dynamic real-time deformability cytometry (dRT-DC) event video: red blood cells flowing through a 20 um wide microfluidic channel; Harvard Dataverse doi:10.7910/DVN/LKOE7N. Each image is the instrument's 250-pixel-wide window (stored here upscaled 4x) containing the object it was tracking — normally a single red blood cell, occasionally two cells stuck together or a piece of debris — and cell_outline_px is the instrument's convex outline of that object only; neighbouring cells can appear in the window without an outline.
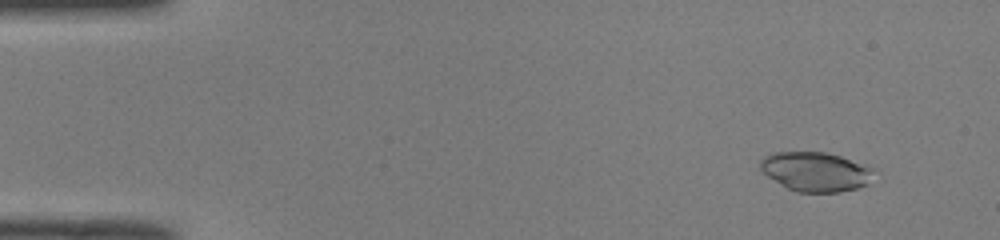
{"species": "common noctule bat (a hibernating species)", "species_latin": "Nyctalus noctula", "temperature_condition": "room temperature", "stored_images_in_passage": 51, "camera_frame_rate_fps": 3000, "um_per_image_px": 0.085, "animal": {"sex": "male", "body_mass_g": 19.0, "forearm_length_mm": 50.8}, "frame": {"image": 1, "passage_image": 5, "time_ms": 1.333, "image_size_px": [1000, 240], "cell_outline_px": [[876, 168], [868, 184], [856, 188], [840, 192], [796, 192], [788, 188], [768, 176], [760, 168], [760, 160], [764, 156], [776, 152], [824, 152], [840, 156]], "centroid_in_image_um": [69.35, 14.59], "position_along_channel_um": 15.6, "area_um2": 25.95}}
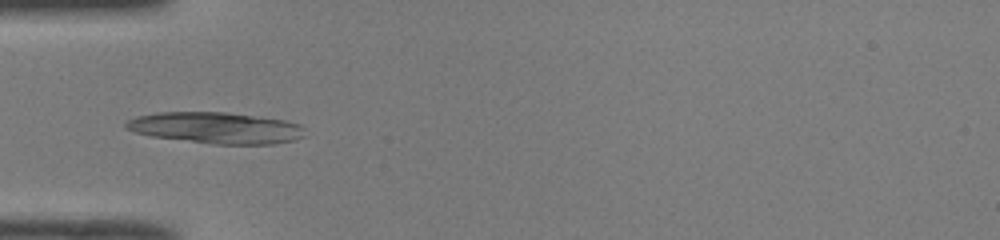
{"frame": {"image": 2, "passage_image": 17, "time_ms": 5.333, "image_size_px": [1000, 240], "cell_outline_px": [[304, 136], [296, 140], [276, 144], [212, 144], [152, 136], [136, 132], [124, 128], [124, 124], [128, 120], [136, 116], [160, 112], [224, 112], [284, 120], [300, 124], [304, 128]], "centroid_in_image_um": [18.37, 10.87], "position_along_channel_um": 66.6, "area_um2": 32.6}}
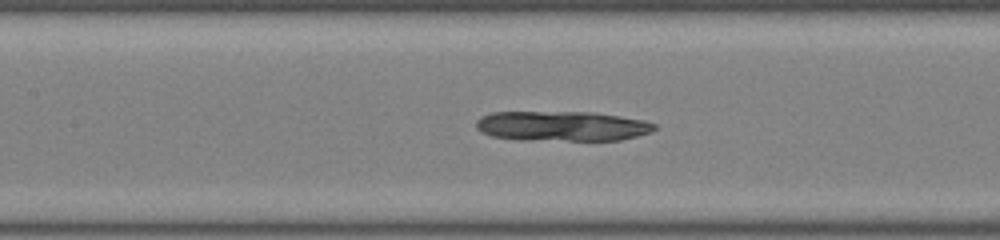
{"frame": {"image": 3, "passage_image": 24, "time_ms": 7.667, "image_size_px": [1000, 240], "cell_outline_px": [[656, 128], [652, 132], [620, 140], [520, 140], [492, 136], [480, 132], [476, 128], [476, 120], [480, 116], [492, 112], [592, 112], [620, 116], [644, 120], [656, 124]], "centroid_in_image_um": [47.75, 10.72], "position_along_channel_um": 159.7, "area_um2": 31.33}}